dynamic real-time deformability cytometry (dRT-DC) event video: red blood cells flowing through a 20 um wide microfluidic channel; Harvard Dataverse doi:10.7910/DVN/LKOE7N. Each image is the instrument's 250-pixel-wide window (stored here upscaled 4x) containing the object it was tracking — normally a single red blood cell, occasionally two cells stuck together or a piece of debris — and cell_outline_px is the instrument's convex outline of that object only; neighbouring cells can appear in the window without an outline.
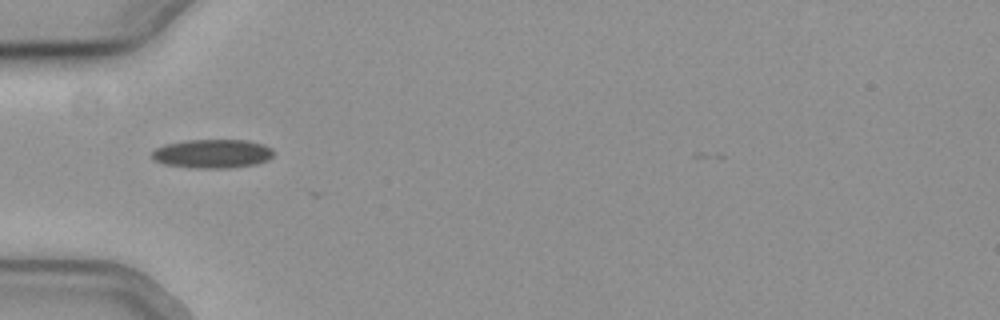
{"species": "common noctule bat (a hibernating species)", "species_latin": "Nyctalus noctula", "temperature_condition": "cold", "stored_images_in_passage": 2, "camera_frame_rate_fps": 3000, "um_per_image_px": 0.085, "animal": {"sex": "female", "body_mass_g": 19.3, "forearm_length_mm": 54.1}, "frame": {"image": 1, "passage_image": 1, "time_ms": 0.0, "image_size_px": [1000, 320], "cell_outline_px": [[272, 156], [268, 160], [256, 164], [228, 168], [196, 168], [164, 164], [156, 160], [152, 156], [152, 152], [156, 148], [164, 144], [188, 140], [248, 140], [264, 144], [272, 148]], "centroid_in_image_um": [18.08, 13.06], "position_along_channel_um": 66.9, "area_um2": 20.4}}